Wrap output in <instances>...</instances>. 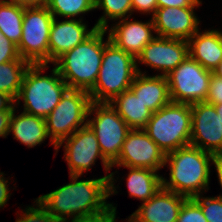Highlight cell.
<instances>
[{"instance_id":"cell-26","label":"cell","mask_w":222,"mask_h":222,"mask_svg":"<svg viewBox=\"0 0 222 222\" xmlns=\"http://www.w3.org/2000/svg\"><path fill=\"white\" fill-rule=\"evenodd\" d=\"M97 8L104 11V14L95 24V26L99 29L108 30L109 19L114 21L122 20L130 18L133 14L131 0H95V9Z\"/></svg>"},{"instance_id":"cell-29","label":"cell","mask_w":222,"mask_h":222,"mask_svg":"<svg viewBox=\"0 0 222 222\" xmlns=\"http://www.w3.org/2000/svg\"><path fill=\"white\" fill-rule=\"evenodd\" d=\"M36 208L27 206L15 222H60L37 199Z\"/></svg>"},{"instance_id":"cell-9","label":"cell","mask_w":222,"mask_h":222,"mask_svg":"<svg viewBox=\"0 0 222 222\" xmlns=\"http://www.w3.org/2000/svg\"><path fill=\"white\" fill-rule=\"evenodd\" d=\"M87 124L96 134L102 155L112 165L131 129L109 102H92Z\"/></svg>"},{"instance_id":"cell-33","label":"cell","mask_w":222,"mask_h":222,"mask_svg":"<svg viewBox=\"0 0 222 222\" xmlns=\"http://www.w3.org/2000/svg\"><path fill=\"white\" fill-rule=\"evenodd\" d=\"M116 209L117 208L113 205V203H109V208L100 214L87 216L72 221L69 220V222H115Z\"/></svg>"},{"instance_id":"cell-34","label":"cell","mask_w":222,"mask_h":222,"mask_svg":"<svg viewBox=\"0 0 222 222\" xmlns=\"http://www.w3.org/2000/svg\"><path fill=\"white\" fill-rule=\"evenodd\" d=\"M132 9L134 11L141 12V14H150L153 16L157 9V0H131Z\"/></svg>"},{"instance_id":"cell-30","label":"cell","mask_w":222,"mask_h":222,"mask_svg":"<svg viewBox=\"0 0 222 222\" xmlns=\"http://www.w3.org/2000/svg\"><path fill=\"white\" fill-rule=\"evenodd\" d=\"M176 222H208L200 206L192 199L187 198L180 208Z\"/></svg>"},{"instance_id":"cell-21","label":"cell","mask_w":222,"mask_h":222,"mask_svg":"<svg viewBox=\"0 0 222 222\" xmlns=\"http://www.w3.org/2000/svg\"><path fill=\"white\" fill-rule=\"evenodd\" d=\"M14 107L10 120L9 134L12 132L13 138L21 142L28 148L40 145L49 138L45 118L21 112L15 115Z\"/></svg>"},{"instance_id":"cell-8","label":"cell","mask_w":222,"mask_h":222,"mask_svg":"<svg viewBox=\"0 0 222 222\" xmlns=\"http://www.w3.org/2000/svg\"><path fill=\"white\" fill-rule=\"evenodd\" d=\"M54 16L46 5L24 7L19 55L30 64L49 63V34Z\"/></svg>"},{"instance_id":"cell-38","label":"cell","mask_w":222,"mask_h":222,"mask_svg":"<svg viewBox=\"0 0 222 222\" xmlns=\"http://www.w3.org/2000/svg\"><path fill=\"white\" fill-rule=\"evenodd\" d=\"M15 106V101L5 93L0 92V112L3 111H13Z\"/></svg>"},{"instance_id":"cell-10","label":"cell","mask_w":222,"mask_h":222,"mask_svg":"<svg viewBox=\"0 0 222 222\" xmlns=\"http://www.w3.org/2000/svg\"><path fill=\"white\" fill-rule=\"evenodd\" d=\"M212 74L188 56L166 76L171 102L193 104L206 101Z\"/></svg>"},{"instance_id":"cell-5","label":"cell","mask_w":222,"mask_h":222,"mask_svg":"<svg viewBox=\"0 0 222 222\" xmlns=\"http://www.w3.org/2000/svg\"><path fill=\"white\" fill-rule=\"evenodd\" d=\"M137 73L136 58L109 41L104 47L96 83L88 92L91 101L110 102L131 87Z\"/></svg>"},{"instance_id":"cell-19","label":"cell","mask_w":222,"mask_h":222,"mask_svg":"<svg viewBox=\"0 0 222 222\" xmlns=\"http://www.w3.org/2000/svg\"><path fill=\"white\" fill-rule=\"evenodd\" d=\"M189 56L206 70L214 71L222 60V34L217 29L198 30L189 40Z\"/></svg>"},{"instance_id":"cell-12","label":"cell","mask_w":222,"mask_h":222,"mask_svg":"<svg viewBox=\"0 0 222 222\" xmlns=\"http://www.w3.org/2000/svg\"><path fill=\"white\" fill-rule=\"evenodd\" d=\"M166 153L148 136L144 129H131L120 150L116 167L148 168L159 171L165 165Z\"/></svg>"},{"instance_id":"cell-15","label":"cell","mask_w":222,"mask_h":222,"mask_svg":"<svg viewBox=\"0 0 222 222\" xmlns=\"http://www.w3.org/2000/svg\"><path fill=\"white\" fill-rule=\"evenodd\" d=\"M197 7L157 8L152 17L156 36L188 41L199 30Z\"/></svg>"},{"instance_id":"cell-1","label":"cell","mask_w":222,"mask_h":222,"mask_svg":"<svg viewBox=\"0 0 222 222\" xmlns=\"http://www.w3.org/2000/svg\"><path fill=\"white\" fill-rule=\"evenodd\" d=\"M114 173L89 180L70 175L72 182L36 199L60 222L100 214L109 208L106 199L118 193Z\"/></svg>"},{"instance_id":"cell-24","label":"cell","mask_w":222,"mask_h":222,"mask_svg":"<svg viewBox=\"0 0 222 222\" xmlns=\"http://www.w3.org/2000/svg\"><path fill=\"white\" fill-rule=\"evenodd\" d=\"M24 6L0 0V32L19 45L22 38Z\"/></svg>"},{"instance_id":"cell-32","label":"cell","mask_w":222,"mask_h":222,"mask_svg":"<svg viewBox=\"0 0 222 222\" xmlns=\"http://www.w3.org/2000/svg\"><path fill=\"white\" fill-rule=\"evenodd\" d=\"M206 102L216 105L222 104V79L212 74Z\"/></svg>"},{"instance_id":"cell-41","label":"cell","mask_w":222,"mask_h":222,"mask_svg":"<svg viewBox=\"0 0 222 222\" xmlns=\"http://www.w3.org/2000/svg\"><path fill=\"white\" fill-rule=\"evenodd\" d=\"M213 74L222 79V60L220 61L218 67L213 71Z\"/></svg>"},{"instance_id":"cell-40","label":"cell","mask_w":222,"mask_h":222,"mask_svg":"<svg viewBox=\"0 0 222 222\" xmlns=\"http://www.w3.org/2000/svg\"><path fill=\"white\" fill-rule=\"evenodd\" d=\"M213 164L217 172L218 181L220 183L219 185L222 188V154L214 155ZM219 196L222 197V194Z\"/></svg>"},{"instance_id":"cell-4","label":"cell","mask_w":222,"mask_h":222,"mask_svg":"<svg viewBox=\"0 0 222 222\" xmlns=\"http://www.w3.org/2000/svg\"><path fill=\"white\" fill-rule=\"evenodd\" d=\"M48 64H31L26 70L15 105L23 100V112L46 118L60 102L68 89L57 68L51 70L52 75H42Z\"/></svg>"},{"instance_id":"cell-22","label":"cell","mask_w":222,"mask_h":222,"mask_svg":"<svg viewBox=\"0 0 222 222\" xmlns=\"http://www.w3.org/2000/svg\"><path fill=\"white\" fill-rule=\"evenodd\" d=\"M109 103L130 129H144L153 114L130 89L116 95Z\"/></svg>"},{"instance_id":"cell-13","label":"cell","mask_w":222,"mask_h":222,"mask_svg":"<svg viewBox=\"0 0 222 222\" xmlns=\"http://www.w3.org/2000/svg\"><path fill=\"white\" fill-rule=\"evenodd\" d=\"M190 145L213 155L222 154V124L215 106L206 101L191 104Z\"/></svg>"},{"instance_id":"cell-16","label":"cell","mask_w":222,"mask_h":222,"mask_svg":"<svg viewBox=\"0 0 222 222\" xmlns=\"http://www.w3.org/2000/svg\"><path fill=\"white\" fill-rule=\"evenodd\" d=\"M113 25L108 30L110 41L135 58L156 37V35H153V32L155 34V28L152 18L146 22L129 21V18H125Z\"/></svg>"},{"instance_id":"cell-7","label":"cell","mask_w":222,"mask_h":222,"mask_svg":"<svg viewBox=\"0 0 222 222\" xmlns=\"http://www.w3.org/2000/svg\"><path fill=\"white\" fill-rule=\"evenodd\" d=\"M92 101L87 91L68 88L60 102L45 118L50 144L56 146L76 130L87 125ZM86 121V122H85Z\"/></svg>"},{"instance_id":"cell-17","label":"cell","mask_w":222,"mask_h":222,"mask_svg":"<svg viewBox=\"0 0 222 222\" xmlns=\"http://www.w3.org/2000/svg\"><path fill=\"white\" fill-rule=\"evenodd\" d=\"M53 19L49 34V63H54L67 51L84 42L97 29L94 25L90 30L83 23V17L60 21Z\"/></svg>"},{"instance_id":"cell-39","label":"cell","mask_w":222,"mask_h":222,"mask_svg":"<svg viewBox=\"0 0 222 222\" xmlns=\"http://www.w3.org/2000/svg\"><path fill=\"white\" fill-rule=\"evenodd\" d=\"M13 4L21 5L24 7L43 6L46 5L47 0H3Z\"/></svg>"},{"instance_id":"cell-6","label":"cell","mask_w":222,"mask_h":222,"mask_svg":"<svg viewBox=\"0 0 222 222\" xmlns=\"http://www.w3.org/2000/svg\"><path fill=\"white\" fill-rule=\"evenodd\" d=\"M144 131L166 154L190 145L191 104L163 106L152 114Z\"/></svg>"},{"instance_id":"cell-37","label":"cell","mask_w":222,"mask_h":222,"mask_svg":"<svg viewBox=\"0 0 222 222\" xmlns=\"http://www.w3.org/2000/svg\"><path fill=\"white\" fill-rule=\"evenodd\" d=\"M4 175L3 172H0V208L5 206V204L7 205V201L11 195L7 184L9 181L3 177Z\"/></svg>"},{"instance_id":"cell-3","label":"cell","mask_w":222,"mask_h":222,"mask_svg":"<svg viewBox=\"0 0 222 222\" xmlns=\"http://www.w3.org/2000/svg\"><path fill=\"white\" fill-rule=\"evenodd\" d=\"M106 29L97 28L84 42L67 51L53 64L68 88L89 92L95 85L101 67Z\"/></svg>"},{"instance_id":"cell-27","label":"cell","mask_w":222,"mask_h":222,"mask_svg":"<svg viewBox=\"0 0 222 222\" xmlns=\"http://www.w3.org/2000/svg\"><path fill=\"white\" fill-rule=\"evenodd\" d=\"M46 6L55 18L58 15L75 19V16L96 10L95 0H47Z\"/></svg>"},{"instance_id":"cell-43","label":"cell","mask_w":222,"mask_h":222,"mask_svg":"<svg viewBox=\"0 0 222 222\" xmlns=\"http://www.w3.org/2000/svg\"><path fill=\"white\" fill-rule=\"evenodd\" d=\"M127 221L126 222H138L134 217H132L130 215V217L128 216V219H126ZM115 222H116V219H115Z\"/></svg>"},{"instance_id":"cell-11","label":"cell","mask_w":222,"mask_h":222,"mask_svg":"<svg viewBox=\"0 0 222 222\" xmlns=\"http://www.w3.org/2000/svg\"><path fill=\"white\" fill-rule=\"evenodd\" d=\"M63 144H65L64 159L67 161L70 175H83L85 171L91 169L92 165H95L98 158L102 161L105 174L112 169V165L101 153L96 134L88 124L63 139L56 146V152Z\"/></svg>"},{"instance_id":"cell-35","label":"cell","mask_w":222,"mask_h":222,"mask_svg":"<svg viewBox=\"0 0 222 222\" xmlns=\"http://www.w3.org/2000/svg\"><path fill=\"white\" fill-rule=\"evenodd\" d=\"M200 0H157V8L163 7H199Z\"/></svg>"},{"instance_id":"cell-25","label":"cell","mask_w":222,"mask_h":222,"mask_svg":"<svg viewBox=\"0 0 222 222\" xmlns=\"http://www.w3.org/2000/svg\"><path fill=\"white\" fill-rule=\"evenodd\" d=\"M31 64L26 60H14L0 64V92L17 98L26 70Z\"/></svg>"},{"instance_id":"cell-18","label":"cell","mask_w":222,"mask_h":222,"mask_svg":"<svg viewBox=\"0 0 222 222\" xmlns=\"http://www.w3.org/2000/svg\"><path fill=\"white\" fill-rule=\"evenodd\" d=\"M186 196L161 187L148 201L131 214L138 222H176Z\"/></svg>"},{"instance_id":"cell-14","label":"cell","mask_w":222,"mask_h":222,"mask_svg":"<svg viewBox=\"0 0 222 222\" xmlns=\"http://www.w3.org/2000/svg\"><path fill=\"white\" fill-rule=\"evenodd\" d=\"M188 56V41L156 36L136 58L137 71L142 73L138 67L139 62L160 70L162 73L159 75L167 76Z\"/></svg>"},{"instance_id":"cell-31","label":"cell","mask_w":222,"mask_h":222,"mask_svg":"<svg viewBox=\"0 0 222 222\" xmlns=\"http://www.w3.org/2000/svg\"><path fill=\"white\" fill-rule=\"evenodd\" d=\"M24 60L20 57L17 45L12 43L2 32H0V64Z\"/></svg>"},{"instance_id":"cell-36","label":"cell","mask_w":222,"mask_h":222,"mask_svg":"<svg viewBox=\"0 0 222 222\" xmlns=\"http://www.w3.org/2000/svg\"><path fill=\"white\" fill-rule=\"evenodd\" d=\"M13 111L0 112V137L6 138L9 135L10 120Z\"/></svg>"},{"instance_id":"cell-20","label":"cell","mask_w":222,"mask_h":222,"mask_svg":"<svg viewBox=\"0 0 222 222\" xmlns=\"http://www.w3.org/2000/svg\"><path fill=\"white\" fill-rule=\"evenodd\" d=\"M129 89L153 113L171 102L166 76L138 72Z\"/></svg>"},{"instance_id":"cell-23","label":"cell","mask_w":222,"mask_h":222,"mask_svg":"<svg viewBox=\"0 0 222 222\" xmlns=\"http://www.w3.org/2000/svg\"><path fill=\"white\" fill-rule=\"evenodd\" d=\"M129 169L126 182L128 195L145 202L152 198L162 187V177L158 171L148 168L126 167Z\"/></svg>"},{"instance_id":"cell-28","label":"cell","mask_w":222,"mask_h":222,"mask_svg":"<svg viewBox=\"0 0 222 222\" xmlns=\"http://www.w3.org/2000/svg\"><path fill=\"white\" fill-rule=\"evenodd\" d=\"M201 208L208 222H222V197H203L198 195L192 198Z\"/></svg>"},{"instance_id":"cell-2","label":"cell","mask_w":222,"mask_h":222,"mask_svg":"<svg viewBox=\"0 0 222 222\" xmlns=\"http://www.w3.org/2000/svg\"><path fill=\"white\" fill-rule=\"evenodd\" d=\"M213 158V154L192 145L167 153L164 166H169V180L162 177V187L187 198L201 195L209 189Z\"/></svg>"},{"instance_id":"cell-42","label":"cell","mask_w":222,"mask_h":222,"mask_svg":"<svg viewBox=\"0 0 222 222\" xmlns=\"http://www.w3.org/2000/svg\"><path fill=\"white\" fill-rule=\"evenodd\" d=\"M214 106H215V110H216L217 114H220L221 124H222V104H216Z\"/></svg>"}]
</instances>
